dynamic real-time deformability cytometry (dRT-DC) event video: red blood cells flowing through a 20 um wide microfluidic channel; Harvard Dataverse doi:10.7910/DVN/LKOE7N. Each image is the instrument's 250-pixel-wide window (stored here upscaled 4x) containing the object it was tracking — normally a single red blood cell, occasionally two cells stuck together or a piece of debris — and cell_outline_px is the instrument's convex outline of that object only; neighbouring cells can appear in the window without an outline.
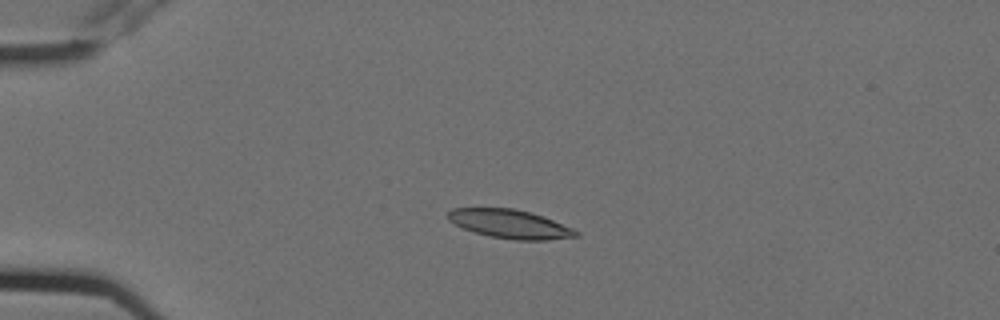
{"species": "Egyptian fruit bat (a non-hibernating species)", "species_latin": "Rousettus aegyptiacus", "temperature_condition": "cold", "stored_images_in_passage": 4, "camera_frame_rate_fps": 3000, "um_per_image_px": 0.085, "animal": {"sex": "female"}, "frame": {"image": 1, "passage_image": 1, "time_ms": 0.0, "image_size_px": [1000, 320], "cell_outline_px": [[580, 236], [548, 240], [516, 240], [492, 236], [476, 232], [464, 228], [448, 220], [448, 212], [452, 208], [512, 208], [532, 212], [544, 216], [572, 228], [580, 232]], "centroid_in_image_um": [43.4, 19.03], "position_along_channel_um": 41.6, "area_um2": 21.33}}
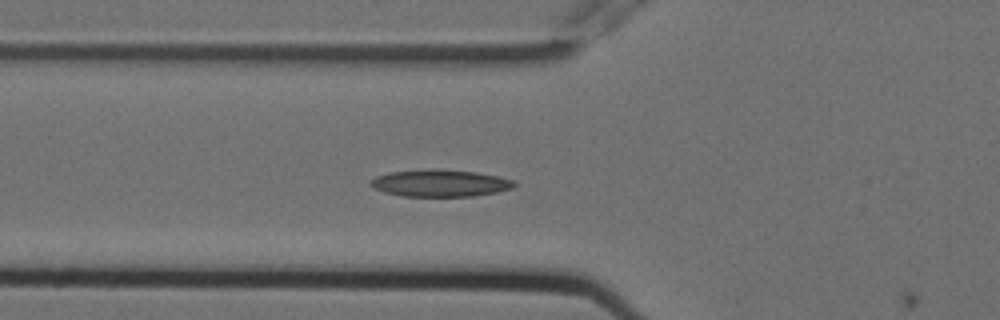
{"frame": {"image": 2, "passage_image": 3, "time_ms": 0.667, "image_size_px": [1000, 320], "cell_outline_px": [[516, 184], [512, 188], [496, 192], [472, 196], [404, 196], [384, 192], [372, 188], [368, 184], [376, 176], [388, 172], [476, 172], [496, 176], [512, 180]], "centroid_in_image_um": [37.39, 15.62], "position_along_channel_um": 88.4, "area_um2": 21.33}}